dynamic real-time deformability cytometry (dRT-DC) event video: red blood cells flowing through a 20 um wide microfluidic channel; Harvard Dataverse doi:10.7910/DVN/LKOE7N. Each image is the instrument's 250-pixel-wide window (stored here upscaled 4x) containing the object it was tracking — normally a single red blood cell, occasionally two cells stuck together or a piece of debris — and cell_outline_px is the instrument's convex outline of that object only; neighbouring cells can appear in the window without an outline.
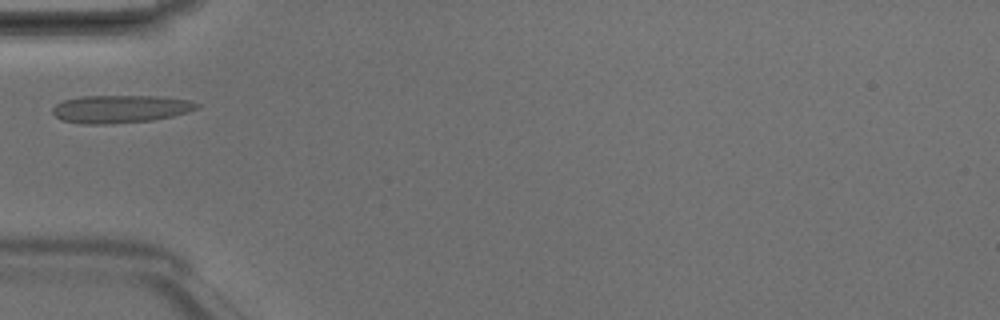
{"species": "Egyptian fruit bat (a non-hibernating species)", "species_latin": "Rousettus aegyptiacus", "temperature_condition": "room temperature", "stored_images_in_passage": 2, "camera_frame_rate_fps": 3000, "um_per_image_px": 0.085, "animal": {"sex": "male"}, "frame": {"image": 1, "passage_image": 1, "time_ms": 0.0, "image_size_px": [1000, 320], "cell_outline_px": [[200, 108], [188, 112], [172, 116], [152, 120], [104, 124], [84, 124], [60, 120], [52, 112], [52, 108], [56, 104], [64, 100], [84, 96], [160, 96], [192, 100], [200, 104]], "centroid_in_image_um": [10.27, 9.26], "position_along_channel_um": 74.7, "area_um2": 23.47}}